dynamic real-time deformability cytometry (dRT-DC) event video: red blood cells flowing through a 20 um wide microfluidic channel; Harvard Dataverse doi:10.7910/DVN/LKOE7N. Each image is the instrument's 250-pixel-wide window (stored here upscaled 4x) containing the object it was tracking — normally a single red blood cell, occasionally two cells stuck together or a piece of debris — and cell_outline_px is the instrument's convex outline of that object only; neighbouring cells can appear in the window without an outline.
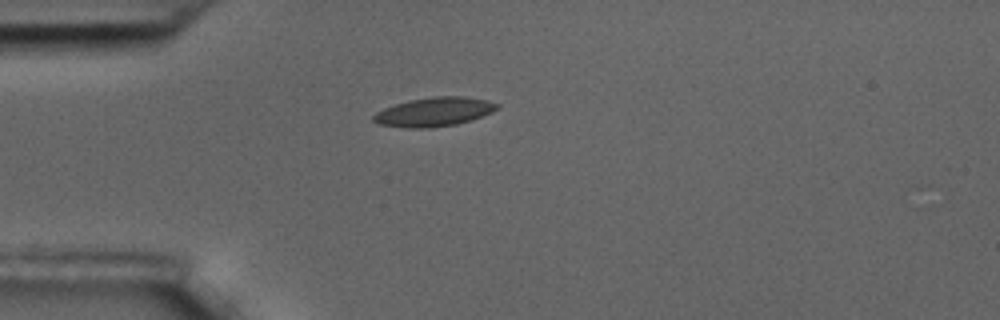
{"species": "common noctule bat (a hibernating species)", "species_latin": "Nyctalus noctula", "temperature_condition": "room temperature", "stored_images_in_passage": 6, "camera_frame_rate_fps": 3000, "um_per_image_px": 0.085, "animal": {"sex": "male", "body_mass_g": 17.5, "forearm_length_mm": 52.3}, "frame": {"image": 1, "passage_image": 6, "time_ms": 1.667, "image_size_px": [1000, 320], "cell_outline_px": [[500, 104], [492, 112], [472, 120], [456, 124], [428, 128], [408, 128], [380, 124], [372, 120], [372, 116], [376, 112], [384, 108], [408, 100], [436, 96], [464, 96], [488, 100]], "centroid_in_image_um": [36.9, 9.5], "position_along_channel_um": 48.1, "area_um2": 20.87}}